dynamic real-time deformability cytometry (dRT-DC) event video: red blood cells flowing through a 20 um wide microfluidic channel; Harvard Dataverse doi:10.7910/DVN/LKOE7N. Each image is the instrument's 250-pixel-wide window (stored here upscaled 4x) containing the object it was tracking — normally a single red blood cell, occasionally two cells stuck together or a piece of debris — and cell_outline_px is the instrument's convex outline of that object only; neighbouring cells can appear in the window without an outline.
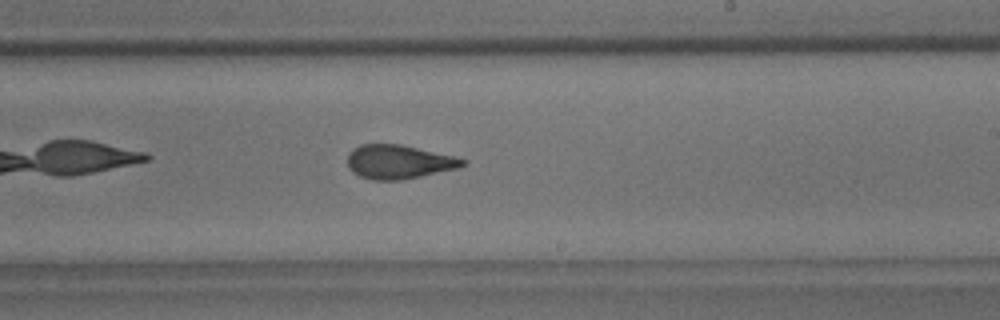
{"species": "common noctule bat (a hibernating species)", "species_latin": "Nyctalus noctula", "temperature_condition": "room temperature", "stored_images_in_passage": 38, "camera_frame_rate_fps": 3000, "um_per_image_px": 0.085, "animal": {"sex": "male", "body_mass_g": 18.8}, "frame": {"image": 1, "passage_image": 17, "time_ms": 5.333, "image_size_px": [1000, 320], "cell_outline_px": [[468, 164], [460, 168], [400, 180], [372, 180], [360, 176], [352, 172], [348, 168], [348, 152], [352, 148], [360, 144], [400, 144], [452, 156], [468, 160]], "centroid_in_image_um": [33.88, 13.76], "position_along_channel_um": 255.1, "area_um2": 22.83}}
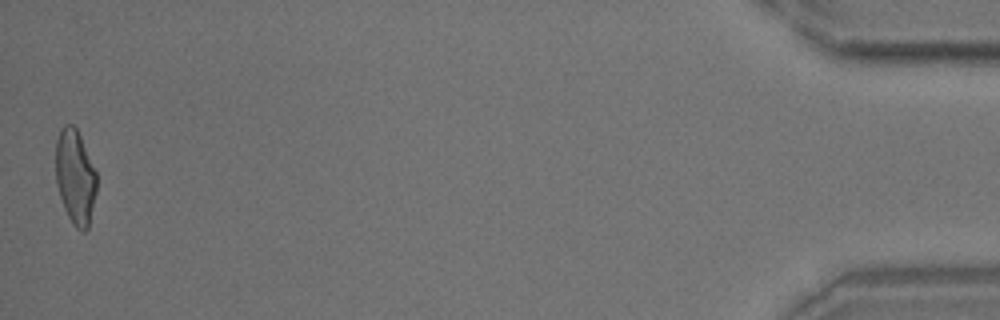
{"frame": {"image": 2, "passage_image": 38, "time_ms": 12.333, "image_size_px": [1000, 320], "cell_outline_px": [[96, 192], [88, 228], [84, 232], [80, 232], [72, 224], [64, 208], [56, 184], [56, 140], [60, 128], [64, 124], [72, 124], [76, 128], [80, 136], [96, 172]], "centroid_in_image_um": [6.38, 15.05], "position_along_channel_um": 428.8, "area_um2": 22.54}}